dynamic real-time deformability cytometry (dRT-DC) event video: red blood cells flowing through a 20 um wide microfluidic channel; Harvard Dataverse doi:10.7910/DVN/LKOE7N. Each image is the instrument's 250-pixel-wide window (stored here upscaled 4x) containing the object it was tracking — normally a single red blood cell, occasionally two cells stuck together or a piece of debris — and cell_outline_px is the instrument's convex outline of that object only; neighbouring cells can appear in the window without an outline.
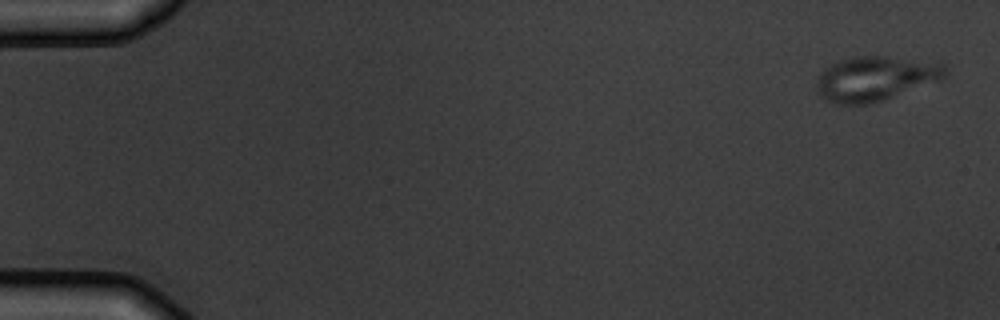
{"species": "common noctule bat (a hibernating species)", "species_latin": "Nyctalus noctula", "temperature_condition": "warm", "stored_images_in_passage": 6, "camera_frame_rate_fps": 3000, "um_per_image_px": 0.085, "animal": {"sex": "male", "body_mass_g": 19.5, "forearm_length_mm": 54.6}, "frame": {"image": 1, "passage_image": 1, "time_ms": 0.0, "image_size_px": [1000, 320], "cell_outline_px": [[948, 72], [940, 80], [880, 100], [864, 104], [836, 104], [824, 100], [816, 92], [816, 80], [820, 72], [824, 68], [840, 60], [852, 56], [888, 56], [940, 60], [948, 68]], "centroid_in_image_um": [74.42, 6.63], "position_along_channel_um": 10.6, "area_um2": 33.93}}